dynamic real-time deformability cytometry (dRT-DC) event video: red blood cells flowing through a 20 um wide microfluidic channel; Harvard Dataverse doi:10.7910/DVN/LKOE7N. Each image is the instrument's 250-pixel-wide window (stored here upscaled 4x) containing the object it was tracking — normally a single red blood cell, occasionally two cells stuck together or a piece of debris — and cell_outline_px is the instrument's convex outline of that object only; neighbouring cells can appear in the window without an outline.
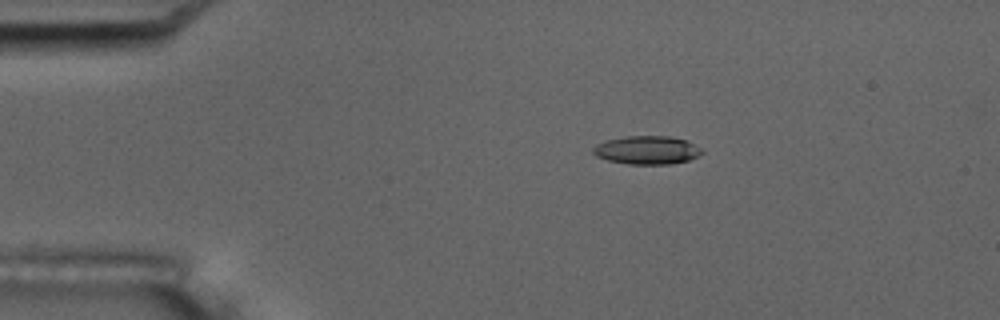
{"species": "common noctule bat (a hibernating species)", "species_latin": "Nyctalus noctula", "temperature_condition": "room temperature", "stored_images_in_passage": 7, "camera_frame_rate_fps": 3000, "um_per_image_px": 0.085, "animal": {"sex": "male", "body_mass_g": 17.5, "forearm_length_mm": 52.3}, "frame": {"image": 1, "passage_image": 4, "time_ms": 3.333, "image_size_px": [1000, 320], "cell_outline_px": [[704, 152], [688, 160], [668, 164], [628, 164], [608, 160], [596, 156], [592, 152], [592, 148], [596, 144], [608, 140], [628, 136], [668, 136], [684, 140], [700, 148]], "centroid_in_image_um": [54.95, 12.76], "position_along_channel_um": 30.0, "area_um2": 17.69}}